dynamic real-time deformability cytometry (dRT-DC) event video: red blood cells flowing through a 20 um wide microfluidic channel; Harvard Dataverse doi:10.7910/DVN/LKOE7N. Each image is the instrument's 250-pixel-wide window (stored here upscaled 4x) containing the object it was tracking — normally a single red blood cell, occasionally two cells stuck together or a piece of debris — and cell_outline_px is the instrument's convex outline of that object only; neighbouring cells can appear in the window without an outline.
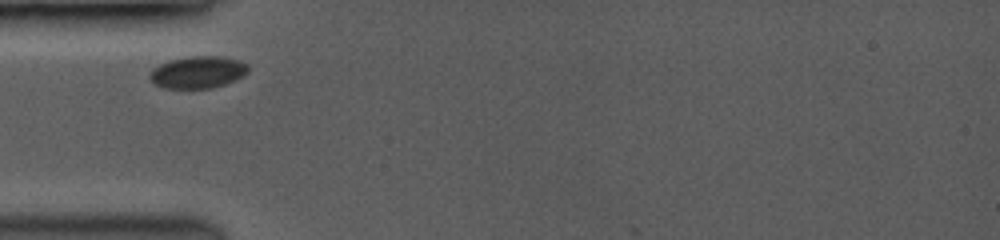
{"species": "common noctule bat (a hibernating species)", "species_latin": "Nyctalus noctula", "temperature_condition": "room temperature", "stored_images_in_passage": 17, "camera_frame_rate_fps": 3500, "um_per_image_px": 0.085, "animal": {"sex": "female", "body_mass_g": 19.0, "forearm_length_mm": 53.3}, "frame": {"image": 1, "passage_image": 1, "time_ms": 0.0, "image_size_px": [1000, 240], "cell_outline_px": [[248, 72], [244, 76], [224, 84], [208, 88], [164, 88], [156, 84], [148, 76], [148, 72], [152, 68], [168, 60], [192, 56], [216, 56], [240, 60], [248, 64]], "centroid_in_image_um": [16.8, 6.13], "position_along_channel_um": 68.2, "area_um2": 18.38}}
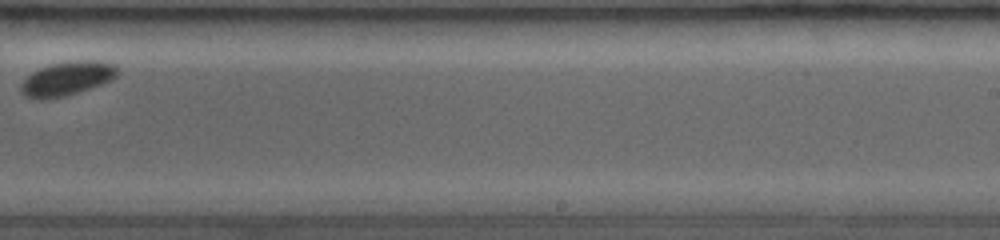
{"frame": {"image": 2, "passage_image": 11, "time_ms": 5.714, "image_size_px": [1000, 240], "cell_outline_px": [[120, 72], [116, 76], [100, 84], [76, 92], [60, 96], [28, 96], [20, 92], [20, 84], [32, 72], [40, 68], [52, 64], [92, 60], [96, 60], [116, 64]], "centroid_in_image_um": [5.75, 6.63], "position_along_channel_um": 283.2, "area_um2": 18.03}}
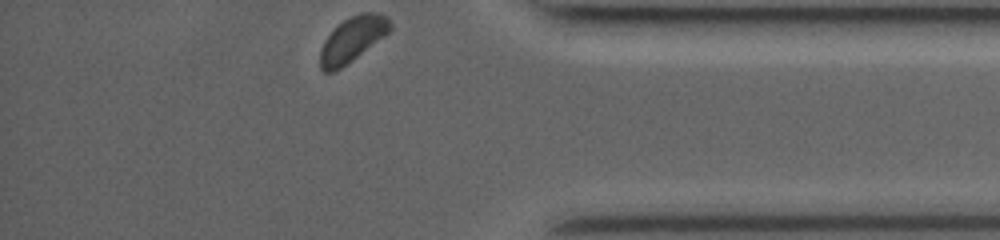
{"frame": {"image": 3, "passage_image": 17, "time_ms": 9.143, "image_size_px": [1000, 240], "cell_outline_px": [[392, 28], [388, 32], [340, 68], [332, 72], [324, 72], [320, 68], [320, 48], [324, 40], [344, 20], [360, 12], [376, 12], [384, 16], [392, 24]], "centroid_in_image_um": [29.92, 3.33], "position_along_channel_um": 405.3, "area_um2": 17.63}, "authors_computed_cell_mechanics": {"area_um2": 18.3804, "velocity_mm_per_s": 3.7645, "shape_relaxation_time_tau1_ms": 0.803, "shape_relaxation_time_tau2_ms": null, "deformation_change_tau1": 0.0144, "deformation_change_tau2": null}}